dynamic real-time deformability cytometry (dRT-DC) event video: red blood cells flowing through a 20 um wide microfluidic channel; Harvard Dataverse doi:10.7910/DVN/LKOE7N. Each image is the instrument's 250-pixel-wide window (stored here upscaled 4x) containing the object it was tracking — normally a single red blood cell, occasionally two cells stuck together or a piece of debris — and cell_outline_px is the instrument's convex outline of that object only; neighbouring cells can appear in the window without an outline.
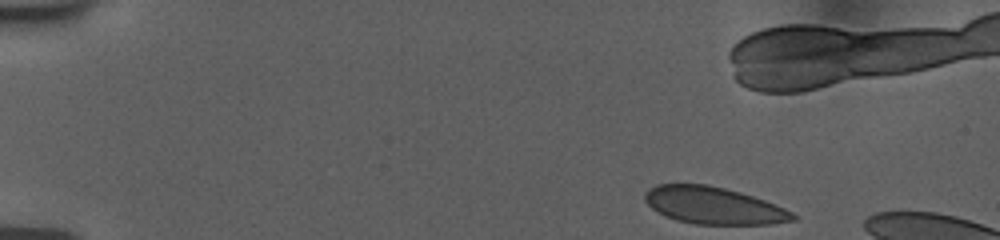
{"species": "human", "species_latin": "Homo sapiens", "temperature_condition": "room temperature", "stored_images_in_passage": 10, "camera_frame_rate_fps": 3000, "um_per_image_px": 0.085, "donor": {"sex": "female"}, "frame": {"image": 1, "passage_image": 1, "time_ms": 0.0, "image_size_px": [1000, 240], "cell_outline_px": [[800, 216], [796, 220], [772, 224], [696, 224], [676, 220], [664, 216], [652, 208], [644, 200], [644, 192], [648, 188], [656, 184], [708, 184], [740, 192], [764, 200], [784, 208]], "centroid_in_image_um": [60.64, 17.47], "position_along_channel_um": 24.4, "area_um2": 32.14}}